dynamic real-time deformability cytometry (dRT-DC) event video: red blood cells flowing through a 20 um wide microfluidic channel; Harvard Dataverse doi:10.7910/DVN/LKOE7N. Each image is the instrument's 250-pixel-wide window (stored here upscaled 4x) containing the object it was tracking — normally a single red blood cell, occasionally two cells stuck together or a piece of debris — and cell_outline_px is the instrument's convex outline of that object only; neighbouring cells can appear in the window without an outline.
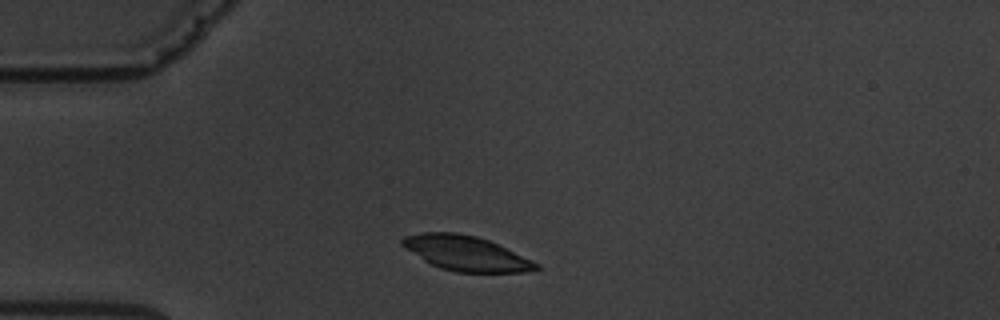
{"species": "common noctule bat (a hibernating species)", "species_latin": "Nyctalus noctula", "temperature_condition": "warm", "stored_images_in_passage": 6, "camera_frame_rate_fps": 3000, "um_per_image_px": 0.085, "animal": {"sex": "male", "body_mass_g": 19.5, "forearm_length_mm": 54.6}, "frame": {"image": 1, "passage_image": 1, "time_ms": 0.0, "image_size_px": [1000, 320], "cell_outline_px": [[540, 268], [524, 272], [456, 272], [440, 268], [424, 260], [400, 244], [400, 240], [404, 236], [420, 232], [456, 232], [476, 236], [488, 240], [532, 260], [540, 264]], "centroid_in_image_um": [39.59, 21.52], "position_along_channel_um": 45.4, "area_um2": 26.93}}
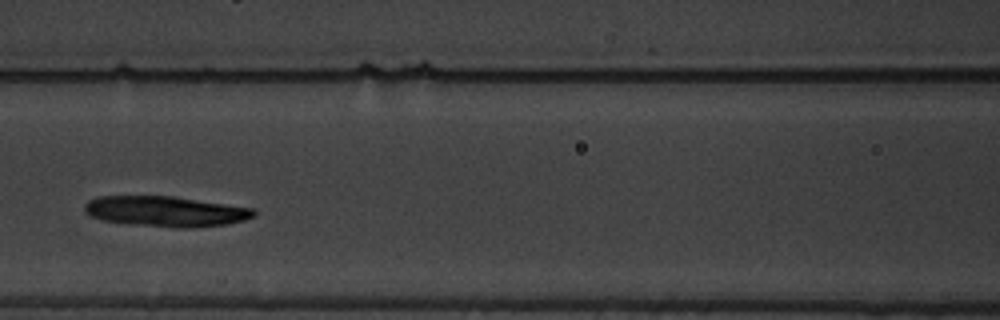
{"frame": {"image": 2, "passage_image": 4, "time_ms": 3.667, "image_size_px": [1000, 320], "cell_outline_px": [[256, 216], [244, 220], [228, 224], [188, 228], [176, 228], [124, 224], [104, 220], [88, 216], [84, 212], [84, 204], [88, 200], [96, 196], [172, 196], [256, 208]], "centroid_in_image_um": [14.07, 17.97], "position_along_channel_um": 152.5, "area_um2": 30.52}}
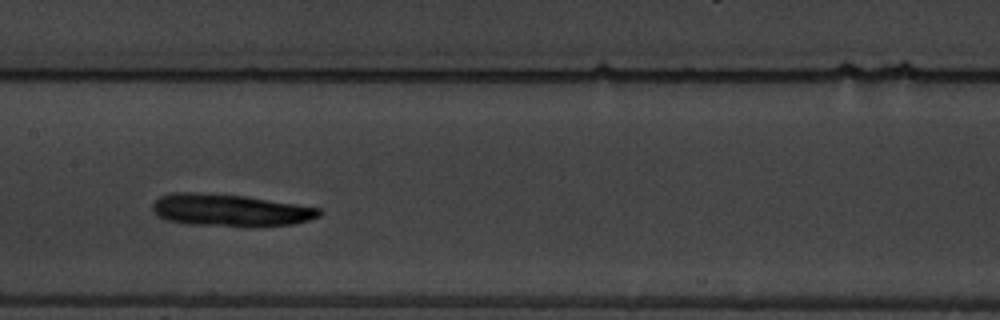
{"frame": {"image": 3, "passage_image": 5, "time_ms": 4.667, "image_size_px": [1000, 320], "cell_outline_px": [[324, 212], [320, 216], [308, 220], [292, 224], [260, 228], [244, 228], [188, 224], [164, 220], [152, 208], [152, 204], [160, 196], [172, 192], [200, 192], [248, 196], [320, 208]], "centroid_in_image_um": [19.6, 17.89], "position_along_channel_um": 187.8, "area_um2": 32.19}}